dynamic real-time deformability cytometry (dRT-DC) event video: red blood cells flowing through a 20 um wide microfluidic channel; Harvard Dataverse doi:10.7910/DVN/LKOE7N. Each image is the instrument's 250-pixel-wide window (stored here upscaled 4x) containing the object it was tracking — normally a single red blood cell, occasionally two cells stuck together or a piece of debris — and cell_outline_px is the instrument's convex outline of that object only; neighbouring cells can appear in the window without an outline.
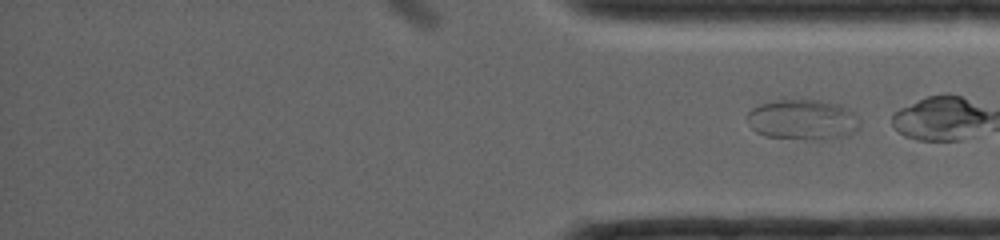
{"species": "common noctule bat (a hibernating species)", "species_latin": "Nyctalus noctula", "temperature_condition": "room temperature", "stored_images_in_passage": 32, "segment_of_instrument_passage": [2, 2], "camera_frame_rate_fps": 4000, "um_per_image_px": 0.085, "animal": {"sex": "female", "body_mass_g": 19.0, "forearm_length_mm": 56.7}, "frame": {"image": 1, "passage_image": 32, "time_ms": 15.0, "image_size_px": [1000, 240], "cell_outline_px": [[860, 128], [852, 132], [840, 136], [764, 136], [756, 132], [752, 128], [748, 120], [748, 112], [752, 108], [760, 104], [776, 100], [816, 100], [840, 104], [848, 108], [860, 120]], "centroid_in_image_um": [68.21, 10.1], "position_along_channel_um": 367.0, "area_um2": 25.2}}